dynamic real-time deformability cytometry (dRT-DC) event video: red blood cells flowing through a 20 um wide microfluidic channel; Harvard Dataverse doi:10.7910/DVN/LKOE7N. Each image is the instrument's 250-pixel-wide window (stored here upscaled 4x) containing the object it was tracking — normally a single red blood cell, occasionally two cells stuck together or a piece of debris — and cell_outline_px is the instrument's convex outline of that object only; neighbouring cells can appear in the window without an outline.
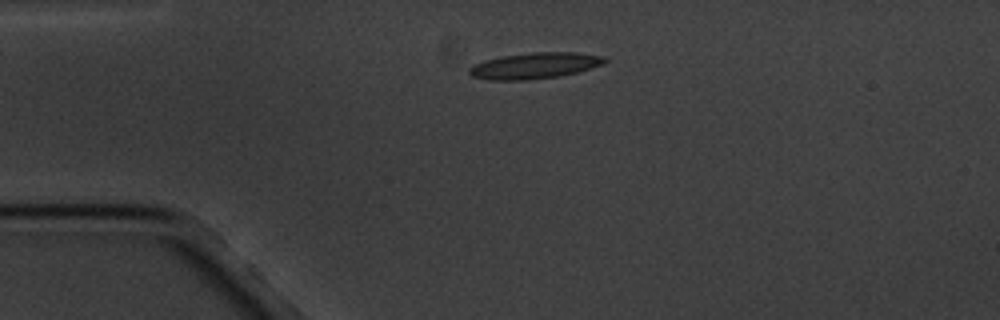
{"species": "common noctule bat (a hibernating species)", "species_latin": "Nyctalus noctula", "temperature_condition": "cold", "stored_images_in_passage": 2, "camera_frame_rate_fps": 3000, "um_per_image_px": 0.085, "animal": {"sex": "male", "body_mass_g": 20.1, "forearm_length_mm": 53.5}, "frame": {"image": 1, "passage_image": 1, "time_ms": 0.0, "image_size_px": [1000, 320], "cell_outline_px": [[608, 60], [604, 64], [576, 72], [556, 76], [528, 80], [488, 80], [472, 76], [468, 72], [468, 68], [484, 60], [504, 56], [532, 52], [576, 52], [604, 56]], "centroid_in_image_um": [45.45, 5.57], "position_along_channel_um": 39.5, "area_um2": 20.46}}